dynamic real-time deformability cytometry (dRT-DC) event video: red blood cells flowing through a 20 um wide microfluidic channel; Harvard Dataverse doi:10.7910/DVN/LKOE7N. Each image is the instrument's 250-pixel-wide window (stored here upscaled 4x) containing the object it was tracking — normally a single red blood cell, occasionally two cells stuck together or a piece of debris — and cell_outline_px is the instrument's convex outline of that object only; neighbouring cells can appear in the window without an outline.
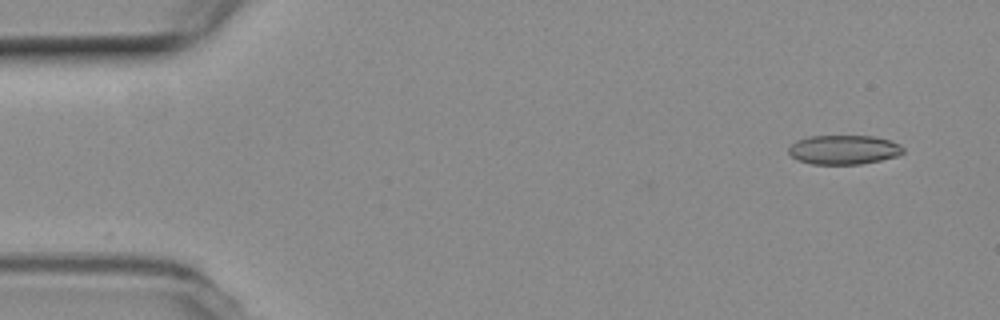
{"species": "common noctule bat (a hibernating species)", "species_latin": "Nyctalus noctula", "temperature_condition": "room temperature", "stored_images_in_passage": 51, "camera_frame_rate_fps": 3000, "um_per_image_px": 0.085, "animal": {"sex": "female", "body_mass_g": 19.3, "forearm_length_mm": 54.1}, "frame": {"image": 1, "passage_image": 1, "time_ms": 0.0, "image_size_px": [1000, 320], "cell_outline_px": [[904, 152], [896, 156], [880, 160], [860, 164], [812, 164], [796, 160], [788, 152], [788, 148], [796, 140], [808, 136], [876, 136], [892, 140], [900, 144], [904, 148]], "centroid_in_image_um": [71.72, 12.72], "position_along_channel_um": 13.3, "area_um2": 19.71}}
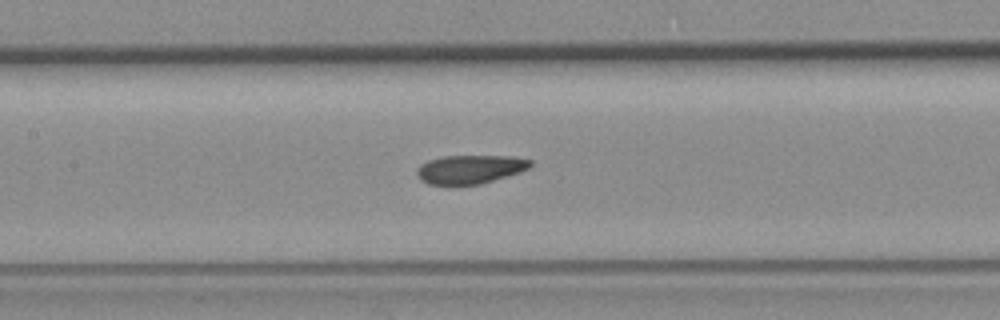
{"frame": {"image": 2, "passage_image": 22, "time_ms": 7.0, "image_size_px": [1000, 320], "cell_outline_px": [[532, 164], [528, 168], [520, 172], [508, 176], [480, 184], [448, 188], [428, 184], [420, 180], [416, 172], [416, 168], [420, 164], [428, 160], [444, 156], [512, 156], [532, 160]], "centroid_in_image_um": [39.88, 14.43], "position_along_channel_um": 167.5, "area_um2": 19.71}}
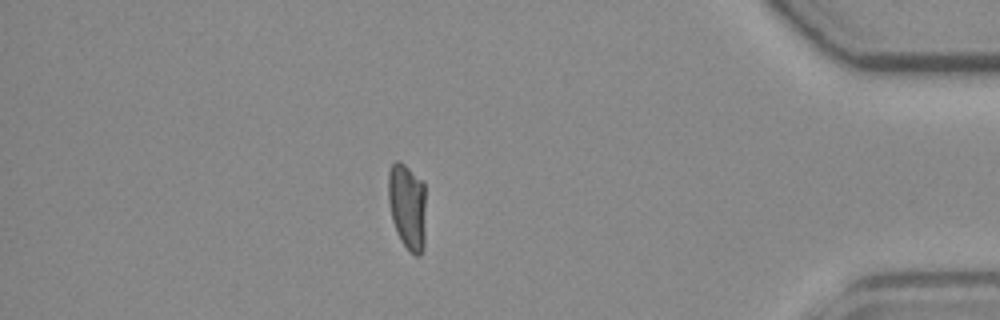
{"frame": {"image": 3, "passage_image": 44, "time_ms": 14.333, "image_size_px": [1000, 320], "cell_outline_px": [[424, 248], [420, 256], [416, 256], [400, 240], [396, 232], [392, 220], [388, 200], [388, 172], [392, 164], [396, 160], [400, 160], [424, 180]], "centroid_in_image_um": [34.61, 17.49], "position_along_channel_um": 400.6, "area_um2": 19.13}, "authors_computed_cell_mechanics": {"area_um2": 19.363, "velocity_mm_per_s": 3.7907, "shape_relaxation_time_tau1_ms": null, "shape_relaxation_time_tau2_ms": 1.8335, "deformation_change_tau1": null, "deformation_change_tau2": 0.0753}}